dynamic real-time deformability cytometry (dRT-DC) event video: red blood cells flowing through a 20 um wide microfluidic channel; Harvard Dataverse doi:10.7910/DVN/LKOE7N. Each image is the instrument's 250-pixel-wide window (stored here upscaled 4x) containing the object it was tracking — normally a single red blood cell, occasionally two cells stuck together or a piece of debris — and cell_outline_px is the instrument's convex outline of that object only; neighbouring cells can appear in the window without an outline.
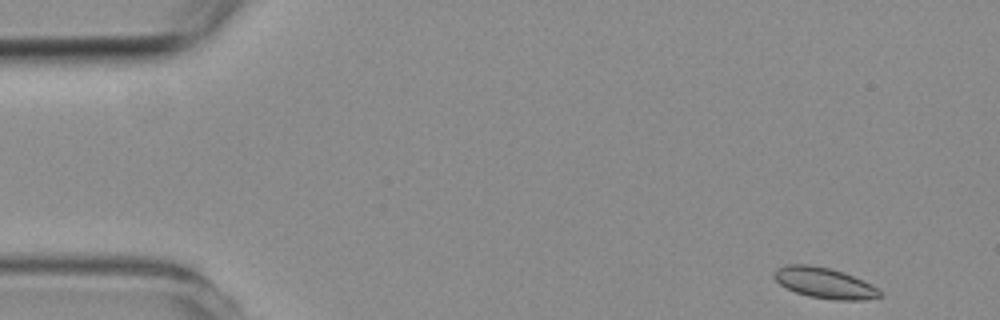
{"species": "common noctule bat (a hibernating species)", "species_latin": "Nyctalus noctula", "temperature_condition": "room temperature", "stored_images_in_passage": 5, "camera_frame_rate_fps": 3000, "um_per_image_px": 0.085, "animal": {"sex": "female", "body_mass_g": 19.3, "forearm_length_mm": 54.1}, "frame": {"image": 1, "passage_image": 1, "time_ms": 0.0, "image_size_px": [1000, 320], "cell_outline_px": [[884, 296], [864, 300], [836, 300], [808, 296], [796, 292], [780, 284], [772, 276], [772, 272], [776, 268], [784, 264], [808, 264], [828, 268], [844, 272], [872, 284], [884, 292]], "centroid_in_image_um": [70.1, 24.05], "position_along_channel_um": 14.9, "area_um2": 19.19}}